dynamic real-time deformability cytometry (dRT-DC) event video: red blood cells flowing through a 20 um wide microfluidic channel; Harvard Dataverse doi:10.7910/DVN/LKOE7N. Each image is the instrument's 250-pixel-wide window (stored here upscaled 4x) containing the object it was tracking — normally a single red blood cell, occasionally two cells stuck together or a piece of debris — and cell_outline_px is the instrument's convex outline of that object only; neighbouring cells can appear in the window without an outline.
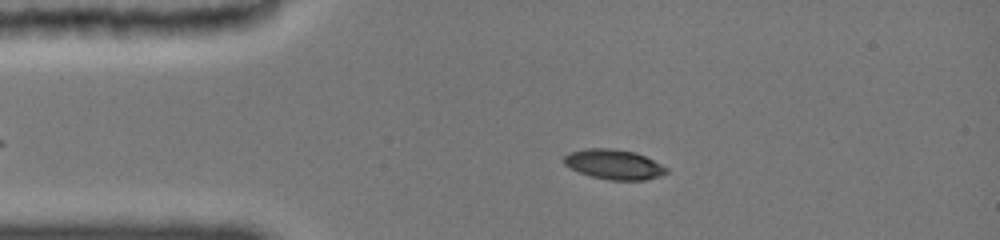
{"species": "common noctule bat (a hibernating species)", "species_latin": "Nyctalus noctula", "temperature_condition": "cold", "stored_images_in_passage": 53, "camera_frame_rate_fps": 3000, "um_per_image_px": 0.085, "animal": {"sex": "female", "body_mass_g": 19.0, "forearm_length_mm": 51.5}, "frame": {"image": 1, "passage_image": 10, "time_ms": 2.667, "image_size_px": [1000, 240], "cell_outline_px": [[668, 172], [660, 176], [644, 180], [608, 180], [592, 176], [580, 172], [564, 164], [564, 156], [572, 152], [592, 148], [608, 148], [632, 152], [644, 156], [668, 168]], "centroid_in_image_um": [52.21, 13.99], "position_along_channel_um": 32.8, "area_um2": 17.4}}
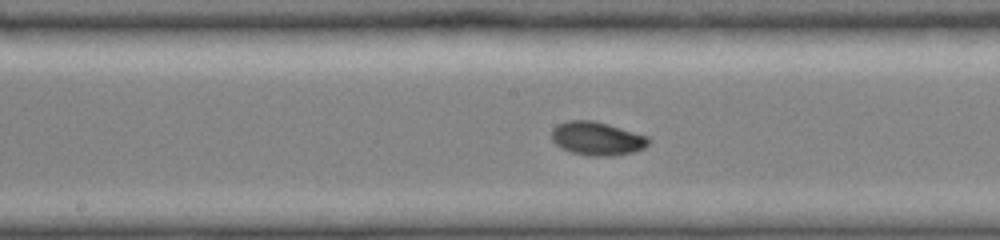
{"frame": {"image": 2, "passage_image": 28, "time_ms": 7.667, "image_size_px": [1000, 240], "cell_outline_px": [[652, 140], [644, 148], [632, 152], [616, 156], [588, 156], [572, 152], [556, 144], [552, 140], [552, 128], [568, 120], [592, 120], [648, 136]], "centroid_in_image_um": [50.77, 11.78], "position_along_channel_um": 197.4, "area_um2": 18.79}}
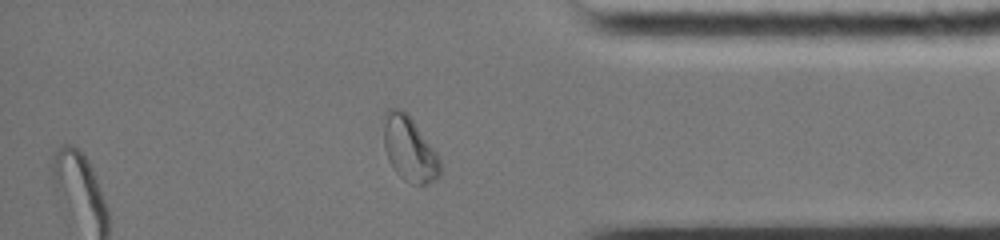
{"frame": {"image": 3, "passage_image": 47, "time_ms": 13.0, "image_size_px": [1000, 240], "cell_outline_px": [[440, 176], [436, 180], [428, 184], [408, 184], [392, 168], [388, 160], [384, 148], [384, 112], [388, 108], [400, 108], [408, 112], [436, 152], [440, 160]], "centroid_in_image_um": [34.79, 12.65], "position_along_channel_um": 400.4, "area_um2": 21.68}, "authors_computed_cell_mechanics": {"area_um2": 18.0336, "velocity_mm_per_s": 3.9442, "shape_relaxation_time_tau1_ms": 3.237, "shape_relaxation_time_tau2_ms": 1.9451, "deformation_change_tau1": 0.1213, "deformation_change_tau2": 0.0412}}